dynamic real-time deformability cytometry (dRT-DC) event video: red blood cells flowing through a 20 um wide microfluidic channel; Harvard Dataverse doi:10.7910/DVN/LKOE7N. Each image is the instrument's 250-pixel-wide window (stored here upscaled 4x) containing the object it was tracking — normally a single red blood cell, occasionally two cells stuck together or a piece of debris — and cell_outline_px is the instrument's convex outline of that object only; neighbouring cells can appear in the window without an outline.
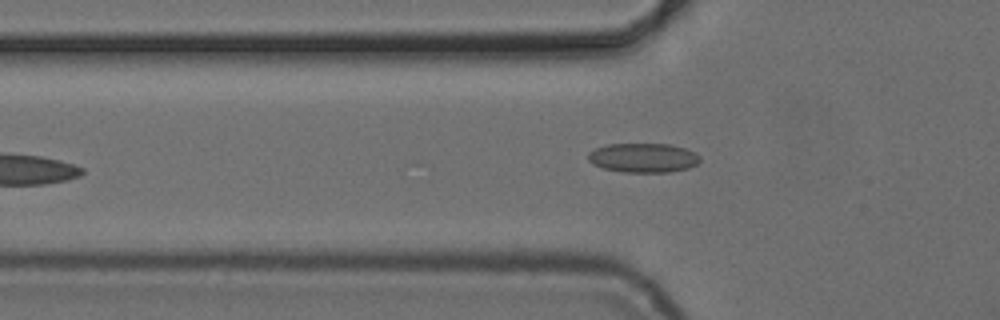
{"species": "common noctule bat (a hibernating species)", "species_latin": "Nyctalus noctula", "temperature_condition": "cold", "stored_images_in_passage": 6, "camera_frame_rate_fps": 3000, "um_per_image_px": 0.085, "animal": {"sex": "female", "body_mass_g": 24.6, "forearm_length_mm": 56.2}, "frame": {"image": 1, "passage_image": 6, "time_ms": 6.667, "image_size_px": [1000, 320], "cell_outline_px": [[700, 160], [696, 164], [688, 168], [668, 172], [624, 172], [604, 168], [592, 164], [588, 160], [588, 152], [596, 148], [608, 144], [668, 144], [684, 148], [696, 152], [700, 156]], "centroid_in_image_um": [54.67, 13.41], "position_along_channel_um": 71.1, "area_um2": 19.07}}